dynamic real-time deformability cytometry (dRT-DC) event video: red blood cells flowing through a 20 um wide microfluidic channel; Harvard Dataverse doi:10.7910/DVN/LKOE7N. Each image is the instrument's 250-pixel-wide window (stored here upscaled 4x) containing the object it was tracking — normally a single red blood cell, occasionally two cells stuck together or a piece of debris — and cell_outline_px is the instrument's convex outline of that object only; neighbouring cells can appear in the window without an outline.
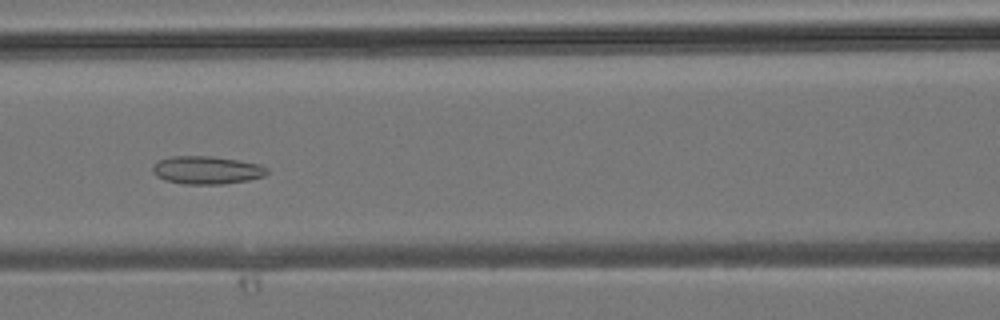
{"species": "common noctule bat (a hibernating species)", "species_latin": "Nyctalus noctula", "temperature_condition": "room temperature", "stored_images_in_passage": 26, "camera_frame_rate_fps": 3000, "um_per_image_px": 0.085, "animal": {"sex": "male", "body_mass_g": 19.2, "forearm_length_mm": 51.8}, "frame": {"image": 1, "passage_image": 5, "time_ms": 1.333, "image_size_px": [1000, 320], "cell_outline_px": [[268, 172], [264, 176], [248, 180], [224, 184], [184, 184], [164, 180], [156, 176], [152, 172], [152, 164], [160, 160], [172, 156], [212, 156], [260, 164], [268, 168]], "centroid_in_image_um": [17.55, 14.46], "position_along_channel_um": 149.0, "area_um2": 18.73}}
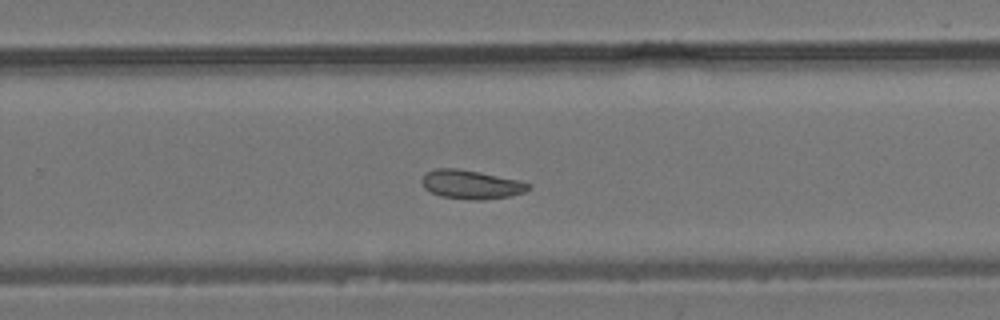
{"frame": {"image": 2, "passage_image": 13, "time_ms": 4.0, "image_size_px": [1000, 320], "cell_outline_px": [[532, 188], [524, 192], [508, 196], [480, 200], [472, 200], [440, 196], [424, 188], [420, 180], [424, 172], [436, 168], [456, 168], [480, 172], [516, 180], [532, 184]], "centroid_in_image_um": [40.0, 15.67], "position_along_channel_um": 289.8, "area_um2": 17.92}}
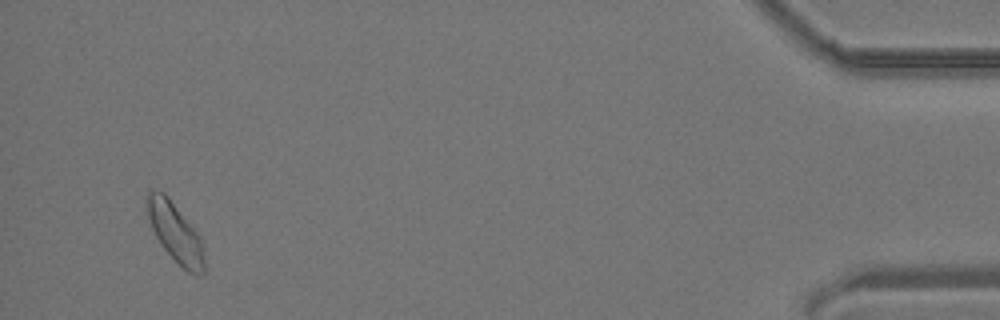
{"frame": {"image": 3, "passage_image": 25, "time_ms": 8.0, "image_size_px": [1000, 320], "cell_outline_px": [[204, 272], [200, 276], [188, 272], [160, 244], [152, 228], [144, 208], [144, 196], [148, 188], [156, 188], [164, 192], [168, 196], [200, 236], [204, 260]], "centroid_in_image_um": [14.82, 19.65], "position_along_channel_um": 420.4, "area_um2": 20.0}}